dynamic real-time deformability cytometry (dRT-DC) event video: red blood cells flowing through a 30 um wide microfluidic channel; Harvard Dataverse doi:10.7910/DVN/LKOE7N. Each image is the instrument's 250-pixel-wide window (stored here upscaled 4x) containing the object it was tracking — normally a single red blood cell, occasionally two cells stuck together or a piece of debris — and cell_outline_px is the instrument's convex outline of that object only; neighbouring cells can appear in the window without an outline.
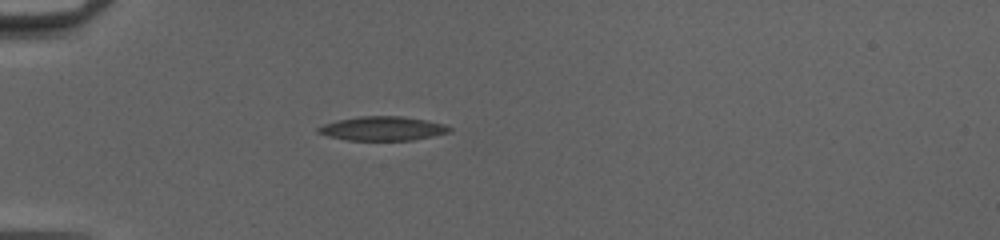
{"species": "common noctule bat (a hibernating species)", "species_latin": "Nyctalus noctula", "temperature_condition": "cold", "stored_images_in_passage": 41, "camera_frame_rate_fps": 3000, "um_per_image_px": 0.085, "animal": {"sex": "female", "body_mass_g": 20.0, "forearm_length_mm": 54.0}, "frame": {"image": 1, "passage_image": 6, "time_ms": 1.667, "image_size_px": [1000, 240], "cell_outline_px": [[452, 128], [448, 132], [432, 136], [412, 140], [348, 140], [328, 136], [316, 132], [316, 128], [324, 124], [340, 120], [360, 116], [400, 116], [424, 120], [444, 124]], "centroid_in_image_um": [32.49, 10.93], "position_along_channel_um": 52.5, "area_um2": 18.15}}
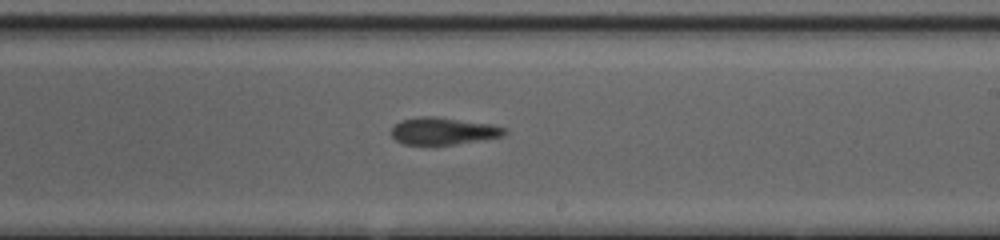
{"frame": {"image": 2, "passage_image": 22, "time_ms": 7.0, "image_size_px": [1000, 240], "cell_outline_px": [[508, 132], [500, 136], [452, 144], [404, 144], [396, 140], [392, 136], [392, 128], [400, 120], [420, 116], [436, 116], [492, 124], [504, 128]], "centroid_in_image_um": [37.63, 11.11], "position_along_channel_um": 251.4, "area_um2": 17.57}}
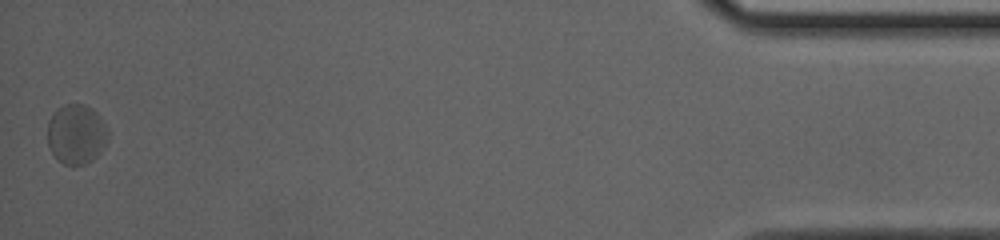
{"frame": {"image": 3, "passage_image": 41, "time_ms": 13.333, "image_size_px": [1000, 240], "cell_outline_px": [[108, 140], [96, 156], [92, 160], [84, 164], [64, 164], [56, 160], [48, 144], [48, 120], [52, 112], [56, 108], [64, 104], [84, 104], [92, 108], [100, 116], [108, 132]], "centroid_in_image_um": [6.46, 11.38], "position_along_channel_um": 428.7, "area_um2": 21.15}, "authors_computed_cell_mechanics": {"area_um2": 18.1492, "velocity_mm_per_s": 4.0991, "shape_relaxation_time_tau1_ms": null, "shape_relaxation_time_tau2_ms": 2.3296, "deformation_change_tau1": null, "deformation_change_tau2": 0.0858}}